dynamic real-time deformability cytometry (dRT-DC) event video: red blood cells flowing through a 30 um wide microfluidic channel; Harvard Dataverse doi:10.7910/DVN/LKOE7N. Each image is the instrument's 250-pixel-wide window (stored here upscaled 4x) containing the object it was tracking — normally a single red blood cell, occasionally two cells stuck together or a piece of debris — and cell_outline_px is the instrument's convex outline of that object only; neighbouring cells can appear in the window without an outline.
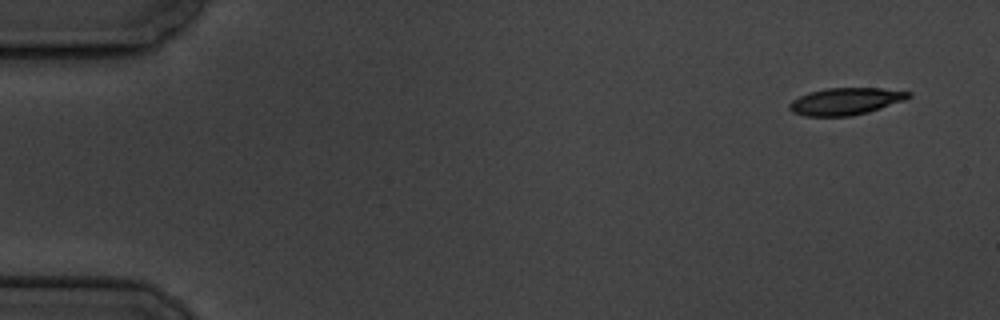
{"species": "common noctule bat (a hibernating species)", "species_latin": "Nyctalus noctula", "temperature_condition": "cold", "stored_images_in_passage": 5, "camera_frame_rate_fps": 3000, "um_per_image_px": 0.085, "animal": {"sex": "male", "body_mass_g": 19.5, "forearm_length_mm": 54.6}, "frame": {"image": 1, "passage_image": 1, "time_ms": 0.0, "image_size_px": [1000, 320], "cell_outline_px": [[912, 96], [904, 100], [868, 112], [852, 116], [804, 116], [792, 112], [788, 108], [788, 104], [792, 100], [800, 96], [824, 88], [880, 88], [912, 92]], "centroid_in_image_um": [71.86, 8.61], "position_along_channel_um": 13.1, "area_um2": 18.73}}
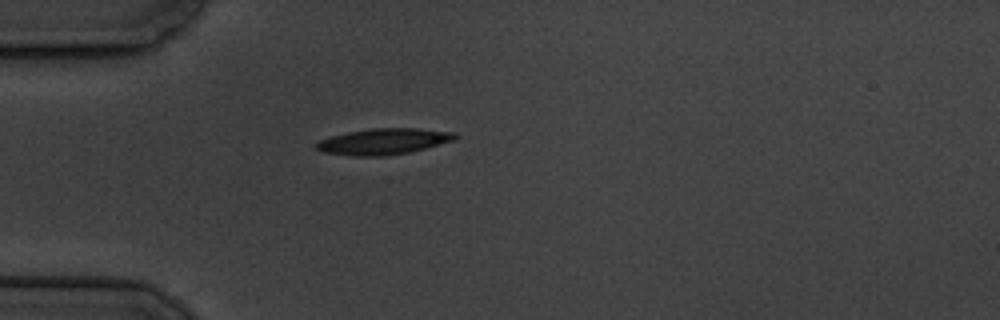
{"frame": {"image": 2, "passage_image": 5, "time_ms": 4.333, "image_size_px": [1000, 320], "cell_outline_px": [[460, 136], [456, 140], [408, 152], [384, 156], [352, 156], [324, 152], [316, 148], [316, 144], [320, 140], [332, 136], [348, 132], [372, 128], [416, 128], [456, 132]], "centroid_in_image_um": [32.65, 12.02], "position_along_channel_um": 52.3, "area_um2": 20.98}}